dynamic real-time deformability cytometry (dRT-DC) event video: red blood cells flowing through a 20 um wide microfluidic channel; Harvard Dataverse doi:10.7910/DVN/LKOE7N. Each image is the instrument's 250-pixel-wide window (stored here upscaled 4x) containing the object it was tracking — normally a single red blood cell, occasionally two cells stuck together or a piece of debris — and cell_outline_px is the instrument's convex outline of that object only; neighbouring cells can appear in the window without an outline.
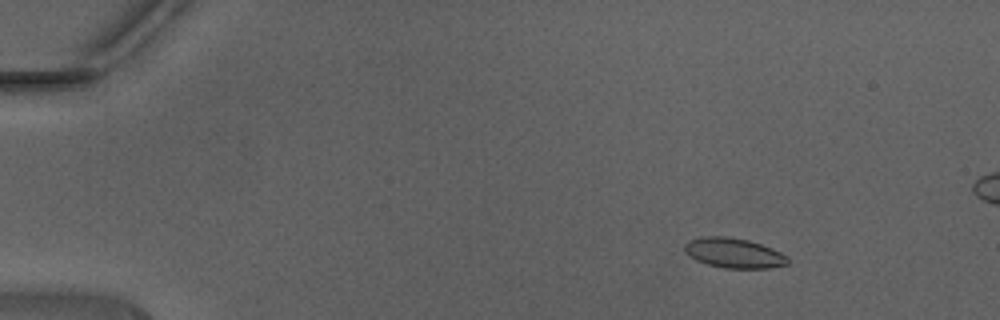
{"species": "Egyptian fruit bat (a non-hibernating species)", "species_latin": "Rousettus aegyptiacus", "temperature_condition": "warm", "stored_images_in_passage": 47, "segment_of_instrument_passage": [1, 2], "camera_frame_rate_fps": 3000, "um_per_image_px": 0.085, "animal": {"sex": "male"}, "frame": {"image": 1, "passage_image": 5, "time_ms": 1.333, "image_size_px": [1000, 320], "cell_outline_px": [[788, 264], [768, 268], [724, 268], [708, 264], [696, 260], [688, 256], [684, 252], [684, 244], [688, 240], [704, 236], [724, 236], [748, 240], [772, 248], [788, 256]], "centroid_in_image_um": [62.35, 21.5], "position_along_channel_um": 22.7, "area_um2": 18.03}}
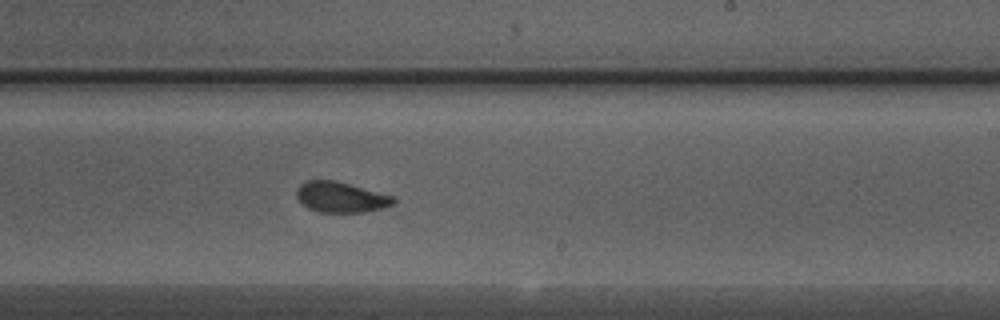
{"frame": {"image": 2, "passage_image": 28, "time_ms": 9.0, "image_size_px": [1000, 320], "cell_outline_px": [[396, 204], [364, 212], [320, 212], [308, 208], [296, 196], [296, 192], [300, 184], [308, 180], [336, 180], [396, 196]], "centroid_in_image_um": [29.02, 16.75], "position_along_channel_um": 260.0, "area_um2": 17.34}}
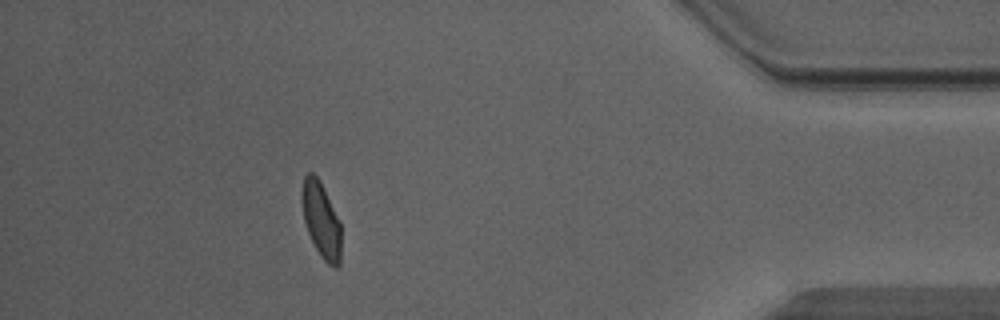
{"frame": {"image": 3, "passage_image": 41, "time_ms": 13.333, "image_size_px": [1000, 320], "cell_outline_px": [[340, 264], [336, 268], [332, 268], [320, 256], [308, 232], [304, 220], [300, 200], [300, 196], [304, 176], [308, 172], [312, 172], [320, 180], [340, 220]], "centroid_in_image_um": [27.29, 18.67], "position_along_channel_um": 407.9, "area_um2": 17.46}}